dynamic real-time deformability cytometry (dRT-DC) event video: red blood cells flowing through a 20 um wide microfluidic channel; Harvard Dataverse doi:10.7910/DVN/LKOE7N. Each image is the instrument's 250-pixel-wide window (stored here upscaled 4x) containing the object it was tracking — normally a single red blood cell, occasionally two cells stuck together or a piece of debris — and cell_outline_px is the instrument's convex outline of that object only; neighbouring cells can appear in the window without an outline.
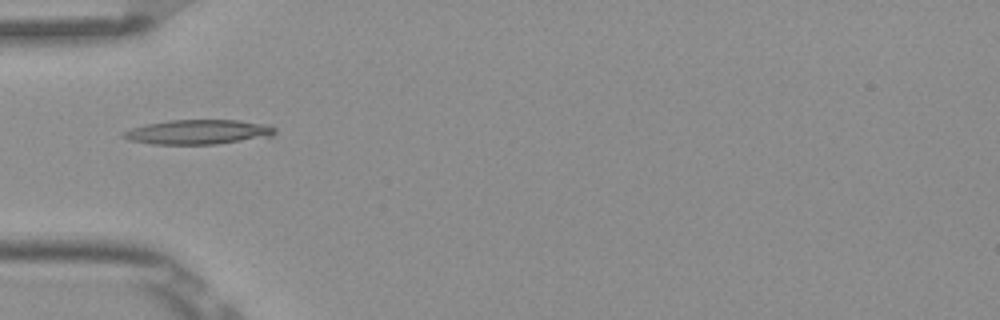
{"species": "Egyptian fruit bat (a non-hibernating species)", "species_latin": "Rousettus aegyptiacus", "temperature_condition": "room temperature", "stored_images_in_passage": 6, "camera_frame_rate_fps": 3000, "um_per_image_px": 0.085, "frame": {"image": 1, "passage_image": 5, "time_ms": 1.333, "image_size_px": [1000, 320], "cell_outline_px": [[276, 132], [272, 136], [216, 144], [152, 144], [128, 140], [120, 136], [120, 132], [144, 124], [168, 120], [240, 120], [272, 124], [276, 128]], "centroid_in_image_um": [16.84, 11.21], "position_along_channel_um": 68.2, "area_um2": 22.08}}